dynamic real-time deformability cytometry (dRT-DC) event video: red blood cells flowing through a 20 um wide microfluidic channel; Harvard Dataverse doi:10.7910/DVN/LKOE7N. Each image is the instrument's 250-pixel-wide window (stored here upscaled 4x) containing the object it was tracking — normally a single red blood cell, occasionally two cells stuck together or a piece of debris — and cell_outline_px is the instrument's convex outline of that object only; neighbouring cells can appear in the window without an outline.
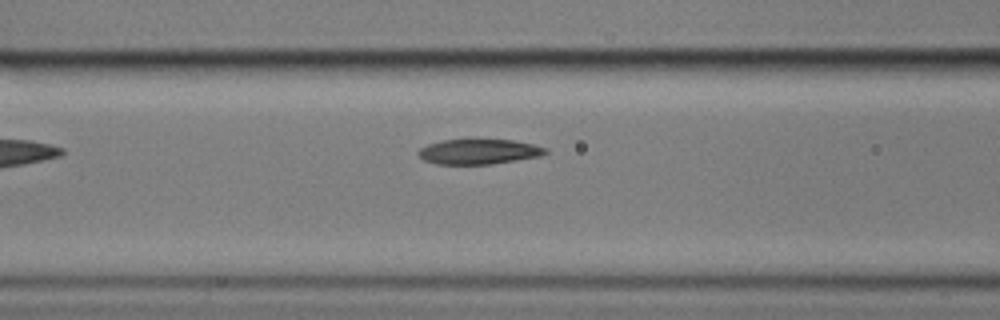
{"species": "common noctule bat (a hibernating species)", "species_latin": "Nyctalus noctula", "temperature_condition": "cold", "stored_images_in_passage": 5, "camera_frame_rate_fps": 3000, "um_per_image_px": 0.085, "animal": {"sex": "male", "body_mass_g": 17.9}, "frame": {"image": 1, "passage_image": 5, "time_ms": 6.333, "image_size_px": [1000, 320], "cell_outline_px": [[548, 152], [540, 156], [492, 164], [436, 164], [424, 160], [416, 152], [420, 148], [428, 144], [440, 140], [468, 136], [512, 140], [532, 144], [548, 148]], "centroid_in_image_um": [40.66, 12.83], "position_along_channel_um": 125.9, "area_um2": 19.54}}